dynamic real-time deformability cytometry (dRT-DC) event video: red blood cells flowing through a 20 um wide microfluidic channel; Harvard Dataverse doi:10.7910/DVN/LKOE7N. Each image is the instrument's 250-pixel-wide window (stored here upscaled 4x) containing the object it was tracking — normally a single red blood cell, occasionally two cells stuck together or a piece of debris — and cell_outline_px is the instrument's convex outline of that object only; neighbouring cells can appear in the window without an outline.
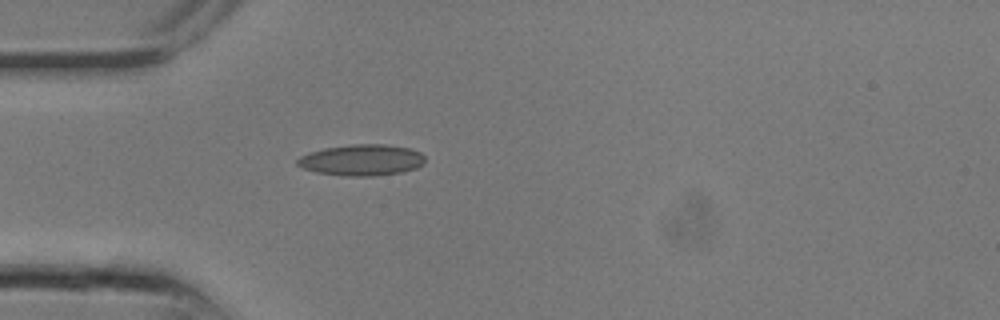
{"species": "common noctule bat (a hibernating species)", "species_latin": "Nyctalus noctula", "temperature_condition": "room temperature", "stored_images_in_passage": 3, "camera_frame_rate_fps": 3000, "um_per_image_px": 0.085, "animal": {"sex": "male", "body_mass_g": 13.3}, "frame": {"image": 1, "passage_image": 1, "time_ms": 0.0, "image_size_px": [1000, 320], "cell_outline_px": [[424, 164], [416, 168], [400, 172], [376, 176], [344, 176], [316, 172], [304, 168], [296, 164], [296, 160], [300, 156], [308, 152], [324, 148], [352, 144], [384, 144], [408, 148], [420, 152], [424, 156]], "centroid_in_image_um": [30.73, 13.6], "position_along_channel_um": 54.3, "area_um2": 23.24}}
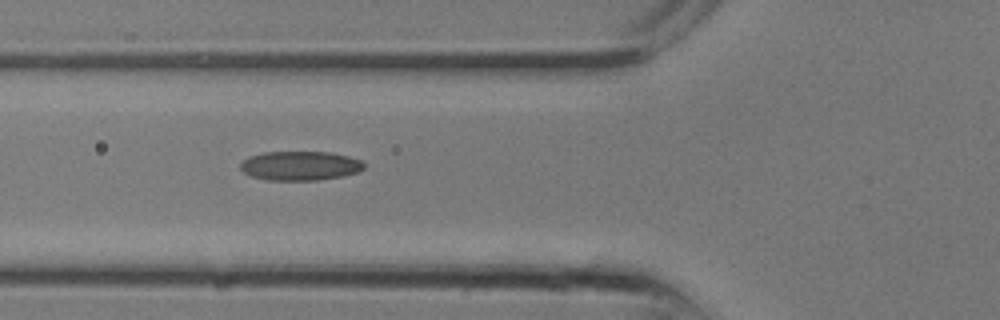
{"frame": {"image": 2, "passage_image": 3, "time_ms": 0.667, "image_size_px": [1000, 320], "cell_outline_px": [[364, 168], [360, 172], [344, 176], [316, 180], [268, 180], [252, 176], [244, 172], [240, 168], [240, 164], [248, 156], [264, 152], [332, 152], [348, 156], [360, 160], [364, 164]], "centroid_in_image_um": [25.53, 14.09], "position_along_channel_um": 100.3, "area_um2": 21.1}}